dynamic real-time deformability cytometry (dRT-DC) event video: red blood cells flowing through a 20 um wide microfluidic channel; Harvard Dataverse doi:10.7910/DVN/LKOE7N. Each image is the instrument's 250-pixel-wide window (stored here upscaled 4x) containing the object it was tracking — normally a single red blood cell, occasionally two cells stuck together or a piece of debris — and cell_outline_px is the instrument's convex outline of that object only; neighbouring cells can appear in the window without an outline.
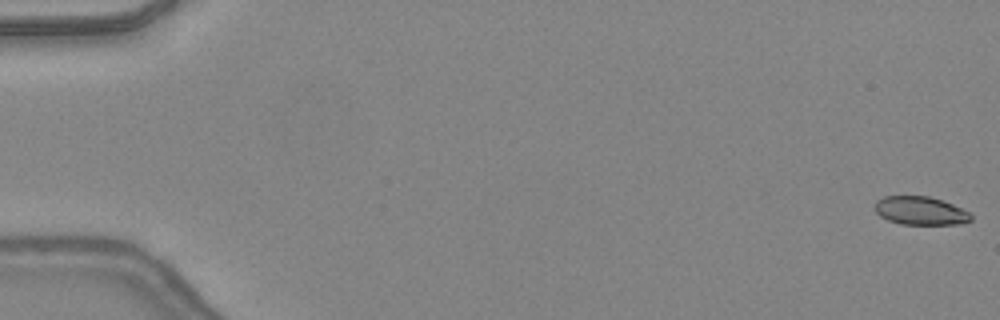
{"species": "common noctule bat (a hibernating species)", "species_latin": "Nyctalus noctula", "temperature_condition": "warm", "stored_images_in_passage": 48, "camera_frame_rate_fps": 3000, "um_per_image_px": 0.085, "animal": {"sex": "female", "body_mass_g": 24.6, "forearm_length_mm": 56.2}, "frame": {"image": 1, "passage_image": 1, "time_ms": 0.0, "image_size_px": [1000, 320], "cell_outline_px": [[972, 220], [960, 224], [900, 224], [888, 220], [880, 216], [876, 212], [876, 200], [884, 196], [928, 196], [952, 204], [968, 212], [972, 216]], "centroid_in_image_um": [78.22, 17.91], "position_along_channel_um": 6.8, "area_um2": 15.72}}
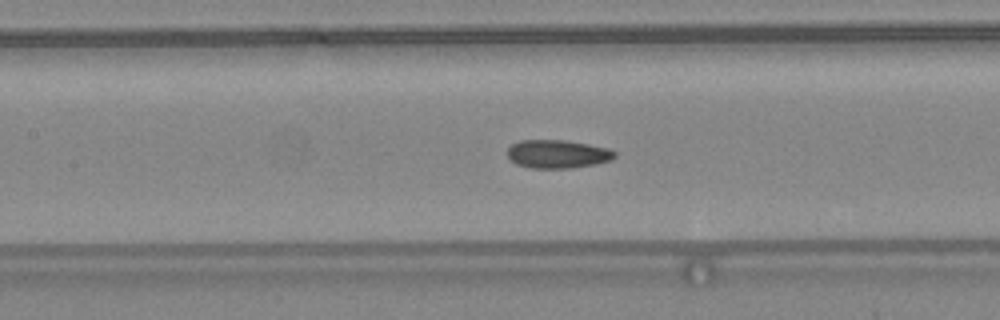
{"frame": {"image": 2, "passage_image": 23, "time_ms": 7.333, "image_size_px": [1000, 320], "cell_outline_px": [[616, 156], [612, 160], [596, 164], [572, 168], [528, 168], [516, 164], [508, 156], [508, 148], [512, 144], [520, 140], [564, 140], [588, 144], [608, 148], [616, 152]], "centroid_in_image_um": [47.41, 13.1], "position_along_channel_um": 160.0, "area_um2": 17.8}}
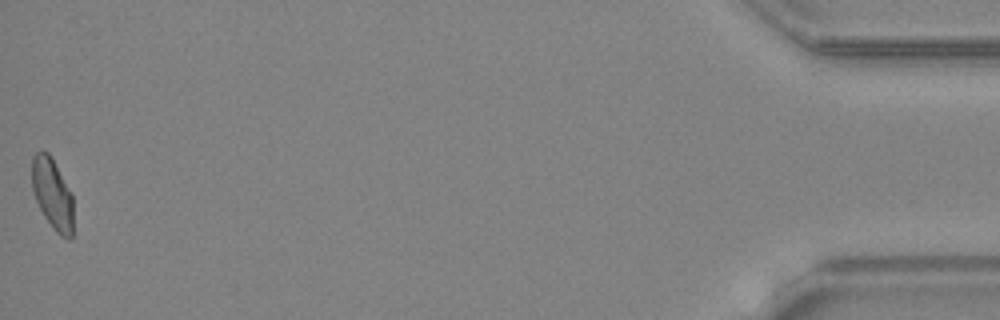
{"frame": {"image": 3, "passage_image": 48, "time_ms": 15.667, "image_size_px": [1000, 320], "cell_outline_px": [[72, 236], [68, 240], [60, 236], [56, 232], [44, 216], [36, 200], [32, 188], [32, 156], [36, 152], [48, 152], [72, 192]], "centroid_in_image_um": [4.46, 16.49], "position_along_channel_um": 430.7, "area_um2": 16.99}, "authors_computed_cell_mechanics": {"area_um2": 17.4556, "velocity_mm_per_s": 4.4233, "shape_relaxation_time_tau1_ms": 7.9107, "shape_relaxation_time_tau2_ms": 1.7048, "deformation_change_tau1": 0.1918, "deformation_change_tau2": 0.0836}}